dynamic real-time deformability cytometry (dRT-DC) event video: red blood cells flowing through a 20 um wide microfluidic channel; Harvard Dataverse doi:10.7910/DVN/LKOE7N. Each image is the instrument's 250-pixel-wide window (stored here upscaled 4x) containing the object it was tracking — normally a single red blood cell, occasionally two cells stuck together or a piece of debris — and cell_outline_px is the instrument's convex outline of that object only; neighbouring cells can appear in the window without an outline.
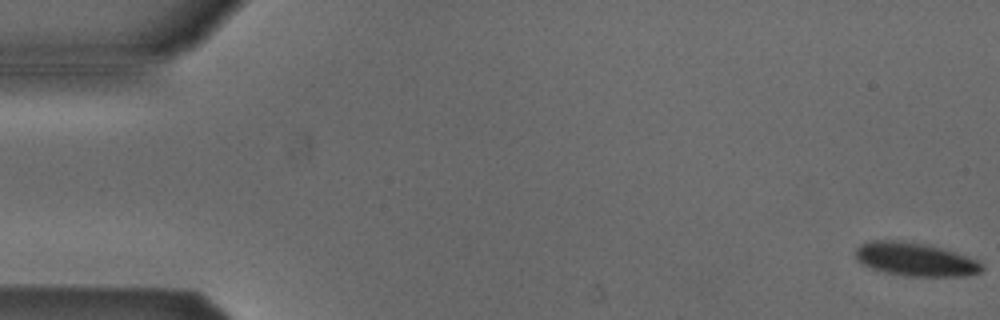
{"species": "Egyptian fruit bat (a non-hibernating species)", "species_latin": "Rousettus aegyptiacus", "temperature_condition": "cold", "stored_images_in_passage": 5, "camera_frame_rate_fps": 3000, "um_per_image_px": 0.085, "animal": {"sex": "male"}, "frame": {"image": 1, "passage_image": 1, "time_ms": 0.0, "image_size_px": [1000, 320], "cell_outline_px": [[984, 268], [980, 272], [968, 276], [904, 276], [884, 272], [860, 264], [856, 260], [856, 248], [860, 244], [872, 240], [888, 240], [920, 244], [940, 248], [976, 260]], "centroid_in_image_um": [77.73, 22.07], "position_along_channel_um": 7.3, "area_um2": 24.16}}